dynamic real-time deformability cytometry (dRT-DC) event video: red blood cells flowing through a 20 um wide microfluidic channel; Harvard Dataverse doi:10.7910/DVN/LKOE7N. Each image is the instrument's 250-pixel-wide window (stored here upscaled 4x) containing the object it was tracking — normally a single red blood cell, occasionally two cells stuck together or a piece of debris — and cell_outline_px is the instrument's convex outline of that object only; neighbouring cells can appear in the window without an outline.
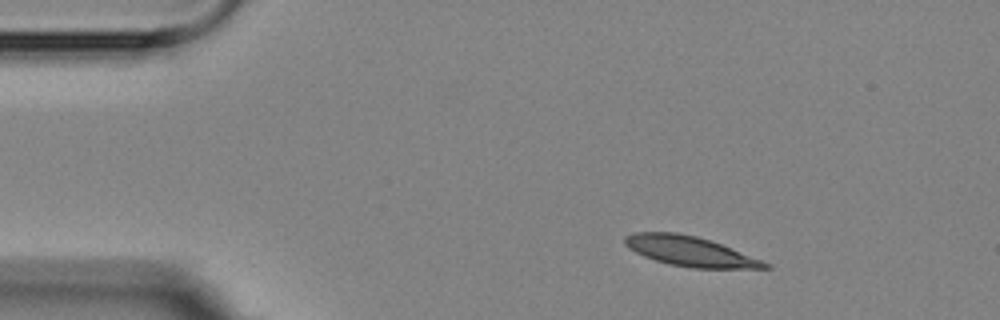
{"species": "Egyptian fruit bat (a non-hibernating species)", "species_latin": "Rousettus aegyptiacus", "temperature_condition": "room temperature", "stored_images_in_passage": 4, "camera_frame_rate_fps": 3000, "um_per_image_px": 0.085, "animal": {"sex": "female"}, "frame": {"image": 1, "passage_image": 2, "time_ms": 1.0, "image_size_px": [1000, 320], "cell_outline_px": [[772, 268], [692, 268], [668, 264], [644, 256], [628, 248], [624, 244], [624, 236], [632, 232], [676, 232], [696, 236], [720, 244], [772, 264]], "centroid_in_image_um": [58.61, 21.36], "position_along_channel_um": 26.4, "area_um2": 24.22}}